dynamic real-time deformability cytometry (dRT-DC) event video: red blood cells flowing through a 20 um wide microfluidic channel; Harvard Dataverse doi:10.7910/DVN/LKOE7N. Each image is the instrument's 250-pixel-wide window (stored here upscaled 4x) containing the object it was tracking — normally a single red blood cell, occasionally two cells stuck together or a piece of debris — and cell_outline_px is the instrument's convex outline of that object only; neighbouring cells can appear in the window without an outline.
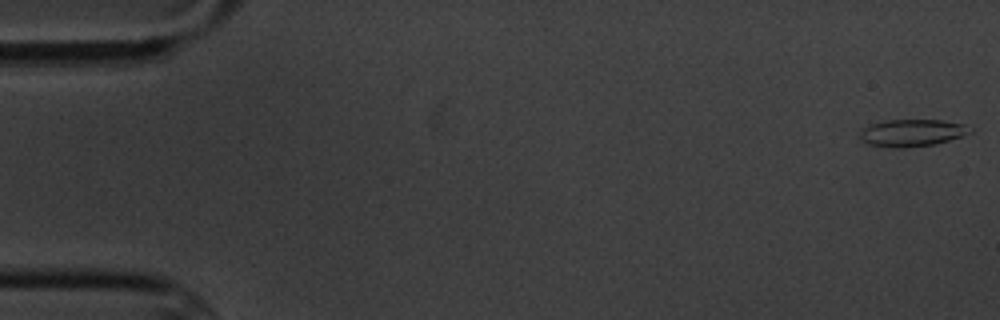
{"species": "common noctule bat (a hibernating species)", "species_latin": "Nyctalus noctula", "temperature_condition": "cold", "stored_images_in_passage": 10, "camera_frame_rate_fps": 3000, "um_per_image_px": 0.085, "animal": {"sex": "male", "body_mass_g": 20.1, "forearm_length_mm": 53.5}, "frame": {"image": 1, "passage_image": 1, "time_ms": 0.0, "image_size_px": [1000, 320], "cell_outline_px": [[972, 132], [936, 144], [904, 148], [892, 148], [868, 144], [860, 140], [860, 132], [864, 128], [872, 124], [884, 120], [940, 120], [964, 124], [972, 128]], "centroid_in_image_um": [77.5, 11.3], "position_along_channel_um": 7.5, "area_um2": 17.4}}
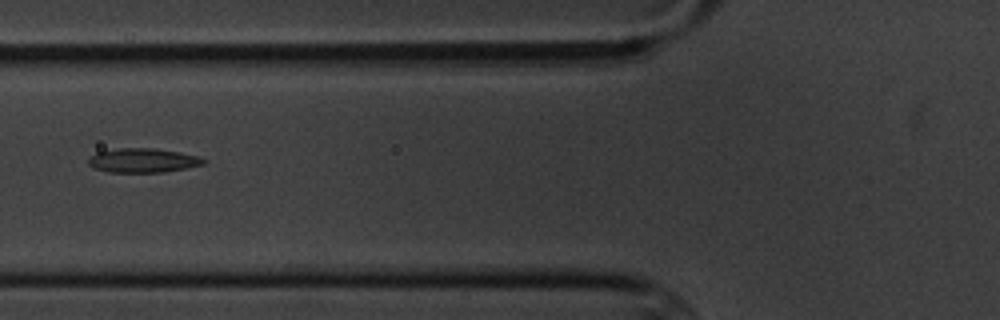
{"frame": {"image": 2, "passage_image": 7, "time_ms": 7.0, "image_size_px": [1000, 320], "cell_outline_px": [[204, 164], [164, 172], [108, 172], [92, 168], [88, 164], [88, 156], [96, 152], [116, 148], [152, 148], [180, 152], [196, 156], [204, 160]], "centroid_in_image_um": [12.04, 13.63], "position_along_channel_um": 113.8, "area_um2": 16.24}}
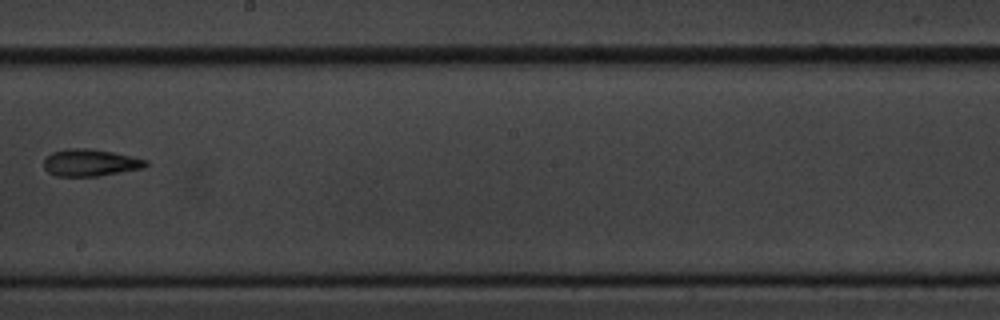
{"frame": {"image": 3, "passage_image": 10, "time_ms": 10.667, "image_size_px": [1000, 320], "cell_outline_px": [[148, 164], [144, 168], [96, 176], [56, 176], [48, 172], [44, 168], [44, 160], [52, 152], [68, 148], [88, 148], [112, 152], [132, 156], [148, 160]], "centroid_in_image_um": [7.68, 13.82], "position_along_channel_um": 240.5, "area_um2": 16.01}}